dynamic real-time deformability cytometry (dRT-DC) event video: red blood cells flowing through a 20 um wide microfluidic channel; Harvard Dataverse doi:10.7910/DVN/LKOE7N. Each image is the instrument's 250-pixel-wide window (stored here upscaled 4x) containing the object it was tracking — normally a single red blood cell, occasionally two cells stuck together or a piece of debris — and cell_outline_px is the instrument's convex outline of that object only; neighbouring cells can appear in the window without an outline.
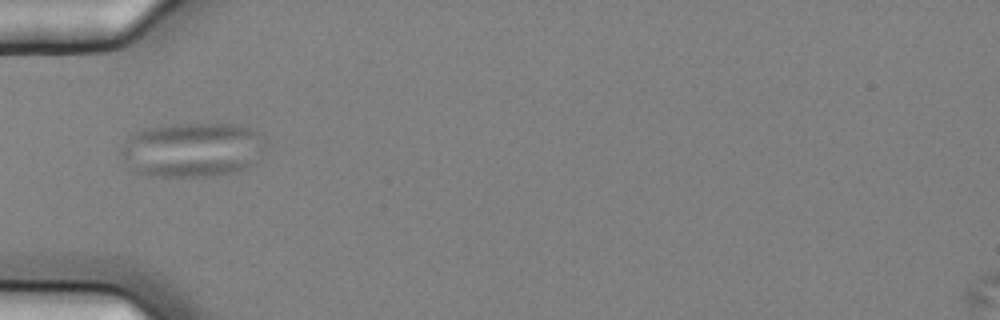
{"species": "common noctule bat (a hibernating species)", "species_latin": "Nyctalus noctula", "temperature_condition": "cold", "stored_images_in_passage": 39, "camera_frame_rate_fps": 3000, "um_per_image_px": 0.085, "animal": {"sex": "female", "body_mass_g": 25.1}, "frame": {"image": 1, "passage_image": 1, "time_ms": 0.0, "image_size_px": [1000, 320], "cell_outline_px": [[264, 148], [260, 160], [248, 168], [240, 172], [212, 176], [148, 176], [132, 172], [128, 168], [120, 152], [128, 136], [144, 128], [172, 124], [240, 124], [264, 136]], "centroid_in_image_um": [16.36, 12.74], "position_along_channel_um": 68.6, "area_um2": 46.82}}
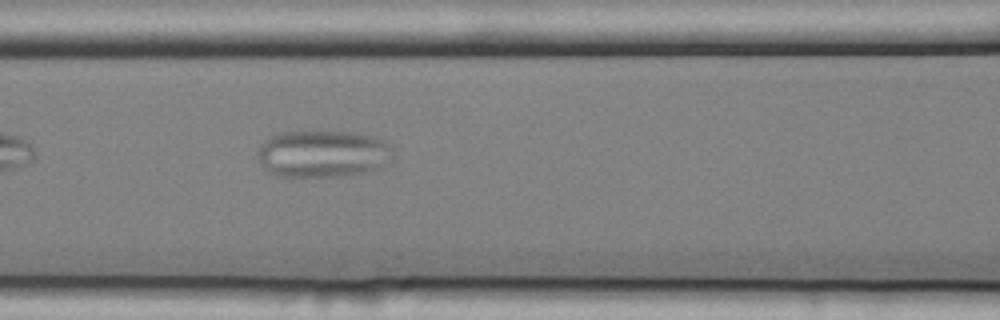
{"frame": {"image": 2, "passage_image": 7, "time_ms": 2.0, "image_size_px": [1000, 320], "cell_outline_px": [[392, 160], [384, 168], [368, 172], [348, 176], [276, 176], [268, 172], [264, 168], [256, 152], [260, 144], [264, 140], [280, 132], [356, 132], [372, 136], [384, 140], [392, 148]], "centroid_in_image_um": [27.48, 13.08], "position_along_channel_um": 139.1, "area_um2": 37.69}}
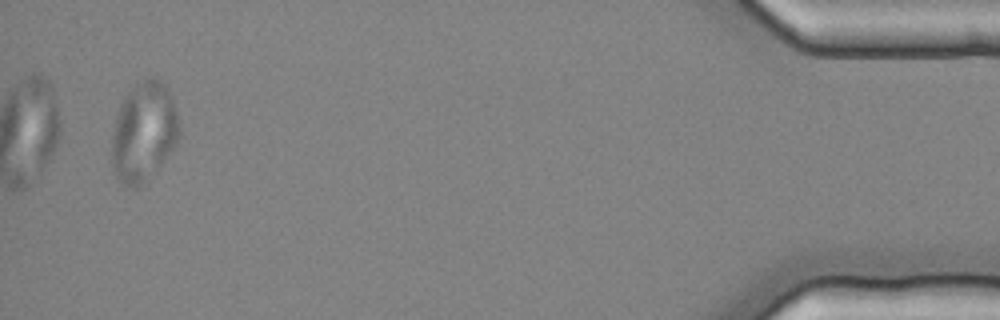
{"frame": {"image": 3, "passage_image": 37, "time_ms": 12.0, "image_size_px": [1000, 320], "cell_outline_px": [[180, 136], [176, 144], [160, 164], [136, 188], [132, 188], [120, 184], [112, 168], [112, 136], [116, 116], [120, 104], [124, 96], [136, 84], [148, 76], [152, 76], [160, 80], [168, 88], [172, 96], [180, 124]], "centroid_in_image_um": [12.22, 11.17], "position_along_channel_um": 423.0, "area_um2": 39.07}}